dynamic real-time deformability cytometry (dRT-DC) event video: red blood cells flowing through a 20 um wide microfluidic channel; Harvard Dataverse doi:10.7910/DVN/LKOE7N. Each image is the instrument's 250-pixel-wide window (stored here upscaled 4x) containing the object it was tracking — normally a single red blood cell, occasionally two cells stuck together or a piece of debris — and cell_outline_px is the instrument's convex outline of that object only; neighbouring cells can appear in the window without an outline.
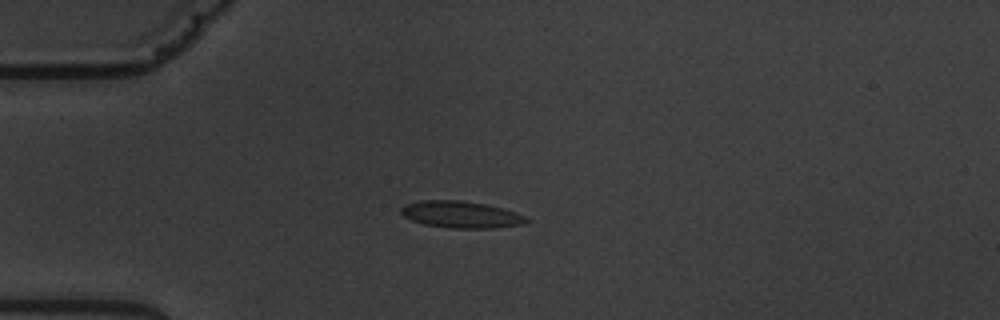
{"species": "common noctule bat (a hibernating species)", "species_latin": "Nyctalus noctula", "temperature_condition": "warm", "stored_images_in_passage": 6, "camera_frame_rate_fps": 3000, "um_per_image_px": 0.085, "animal": {"sex": "male", "body_mass_g": 19.5, "forearm_length_mm": 54.6}, "frame": {"image": 1, "passage_image": 3, "time_ms": 2.333, "image_size_px": [1000, 320], "cell_outline_px": [[532, 220], [520, 224], [492, 228], [452, 228], [424, 224], [412, 220], [404, 216], [400, 212], [400, 208], [408, 204], [424, 200], [460, 200], [488, 204], [516, 212]], "centroid_in_image_um": [39.2, 18.23], "position_along_channel_um": 45.8, "area_um2": 19.42}}